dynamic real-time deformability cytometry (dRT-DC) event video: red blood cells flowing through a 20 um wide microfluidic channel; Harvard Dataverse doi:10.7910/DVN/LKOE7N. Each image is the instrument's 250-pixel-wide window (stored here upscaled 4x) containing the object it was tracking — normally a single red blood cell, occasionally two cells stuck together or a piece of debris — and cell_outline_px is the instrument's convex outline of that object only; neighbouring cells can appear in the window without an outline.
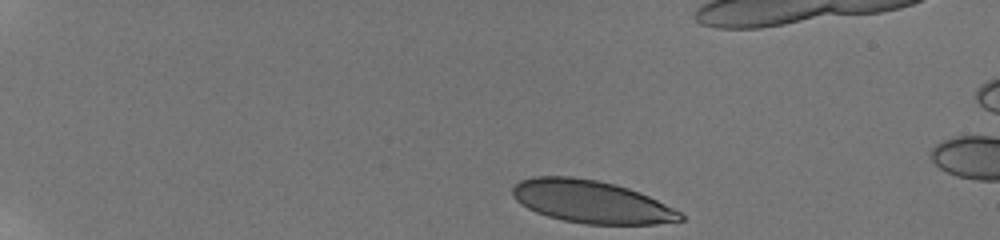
{"species": "human", "species_latin": "Homo sapiens", "temperature_condition": "room temperature", "stored_images_in_passage": 49, "camera_frame_rate_fps": 3000, "um_per_image_px": 0.085, "donor": {"sex": "male"}, "frame": {"image": 1, "passage_image": 1, "time_ms": 0.0, "image_size_px": [1000, 240], "cell_outline_px": [[684, 220], [656, 224], [584, 224], [564, 220], [548, 216], [536, 212], [520, 204], [512, 196], [512, 188], [520, 180], [532, 176], [572, 176], [596, 180], [616, 184], [640, 192], [680, 212], [684, 216]], "centroid_in_image_um": [50.23, 17.14], "position_along_channel_um": 34.8, "area_um2": 41.62}}
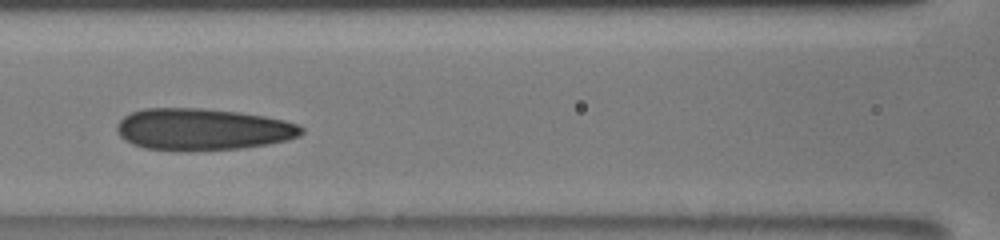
{"frame": {"image": 2, "passage_image": 23, "time_ms": 5.667, "image_size_px": [1000, 240], "cell_outline_px": [[304, 132], [300, 136], [288, 140], [268, 144], [240, 148], [144, 148], [132, 144], [124, 140], [120, 136], [116, 128], [120, 120], [124, 116], [132, 112], [144, 108], [200, 108], [240, 112], [264, 116], [284, 120], [296, 124], [304, 128]], "centroid_in_image_um": [17.25, 10.95], "position_along_channel_um": 149.4, "area_um2": 43.93}}
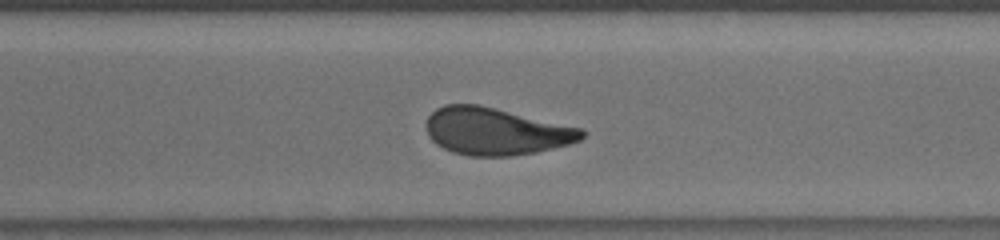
{"frame": {"image": 3, "passage_image": 43, "time_ms": 10.333, "image_size_px": [1000, 240], "cell_outline_px": [[584, 136], [580, 140], [568, 144], [536, 152], [512, 156], [468, 156], [452, 152], [436, 144], [428, 136], [424, 124], [428, 116], [436, 108], [444, 104], [480, 104], [580, 128], [584, 132]], "centroid_in_image_um": [42.07, 11.16], "position_along_channel_um": 328.5, "area_um2": 42.89}}